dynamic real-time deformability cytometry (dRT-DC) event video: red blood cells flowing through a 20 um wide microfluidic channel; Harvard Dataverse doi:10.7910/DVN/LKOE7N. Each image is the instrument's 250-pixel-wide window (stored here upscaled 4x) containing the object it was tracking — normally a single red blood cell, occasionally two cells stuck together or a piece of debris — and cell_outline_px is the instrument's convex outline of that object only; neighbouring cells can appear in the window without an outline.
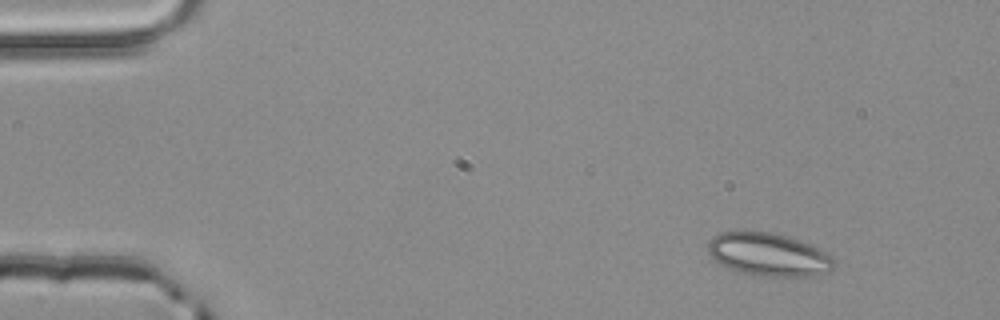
{"species": "common noctule bat (a hibernating species)", "species_latin": "Nyctalus noctula", "temperature_condition": "room temperature", "stored_images_in_passage": 4, "segment_of_instrument_passage": [1, 2], "camera_frame_rate_fps": 3000, "um_per_image_px": 0.085, "animal": {"sex": "male", "body_mass_g": 20.4}, "frame": {"image": 1, "passage_image": 1, "time_ms": 0.0, "image_size_px": [1000, 320], "cell_outline_px": [[836, 268], [828, 272], [808, 276], [764, 276], [744, 272], [720, 264], [712, 260], [708, 252], [708, 240], [720, 232], [772, 232], [788, 236], [820, 248], [832, 256], [836, 260]], "centroid_in_image_um": [65.37, 21.63], "position_along_channel_um": 19.6, "area_um2": 31.62}}